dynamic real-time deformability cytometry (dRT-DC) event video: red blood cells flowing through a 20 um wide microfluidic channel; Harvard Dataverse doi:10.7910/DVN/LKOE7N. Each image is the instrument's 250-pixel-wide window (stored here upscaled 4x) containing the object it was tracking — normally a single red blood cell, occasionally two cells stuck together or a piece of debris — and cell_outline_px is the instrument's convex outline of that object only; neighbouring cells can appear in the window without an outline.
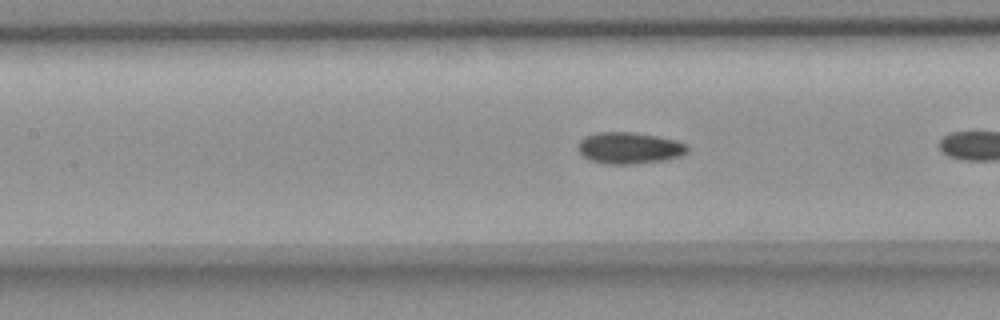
{"species": "common noctule bat (a hibernating species)", "species_latin": "Nyctalus noctula", "temperature_condition": "room temperature", "stored_images_in_passage": 10, "camera_frame_rate_fps": 3000, "um_per_image_px": 0.085, "animal": {"sex": "female", "body_mass_g": 18.4}, "frame": {"image": 1, "passage_image": 9, "time_ms": 2.667, "image_size_px": [1000, 320], "cell_outline_px": [[688, 152], [680, 156], [664, 160], [632, 164], [604, 164], [588, 160], [580, 152], [580, 140], [596, 132], [632, 132], [656, 136], [676, 140], [688, 144]], "centroid_in_image_um": [53.53, 12.58], "position_along_channel_um": 153.9, "area_um2": 20.0}}